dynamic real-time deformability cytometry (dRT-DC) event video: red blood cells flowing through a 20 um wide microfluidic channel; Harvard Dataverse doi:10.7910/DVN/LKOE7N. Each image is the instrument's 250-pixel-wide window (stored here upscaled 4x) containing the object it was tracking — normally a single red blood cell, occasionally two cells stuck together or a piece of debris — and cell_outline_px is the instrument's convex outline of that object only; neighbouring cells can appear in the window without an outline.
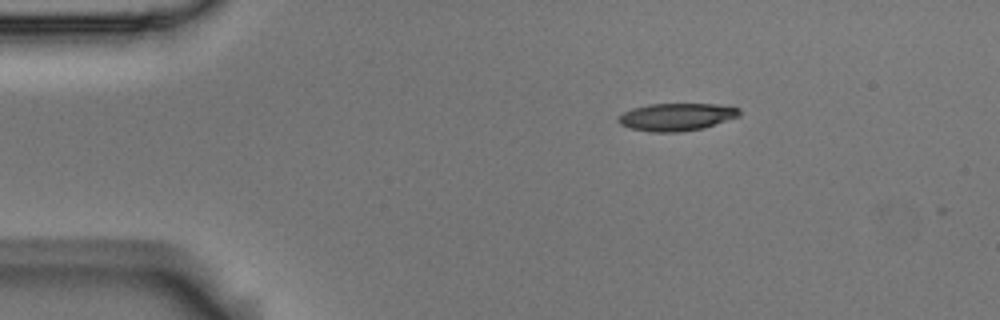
{"species": "Egyptian fruit bat (a non-hibernating species)", "species_latin": "Rousettus aegyptiacus", "temperature_condition": "room temperature", "stored_images_in_passage": 4, "camera_frame_rate_fps": 3000, "um_per_image_px": 0.085, "animal": {"sex": "male"}, "frame": {"image": 1, "passage_image": 1, "time_ms": 0.0, "image_size_px": [1000, 320], "cell_outline_px": [[740, 116], [704, 128], [680, 132], [648, 132], [632, 128], [620, 124], [616, 120], [624, 112], [632, 108], [648, 104], [716, 104], [740, 108]], "centroid_in_image_um": [57.51, 9.94], "position_along_channel_um": 27.5, "area_um2": 19.48}}